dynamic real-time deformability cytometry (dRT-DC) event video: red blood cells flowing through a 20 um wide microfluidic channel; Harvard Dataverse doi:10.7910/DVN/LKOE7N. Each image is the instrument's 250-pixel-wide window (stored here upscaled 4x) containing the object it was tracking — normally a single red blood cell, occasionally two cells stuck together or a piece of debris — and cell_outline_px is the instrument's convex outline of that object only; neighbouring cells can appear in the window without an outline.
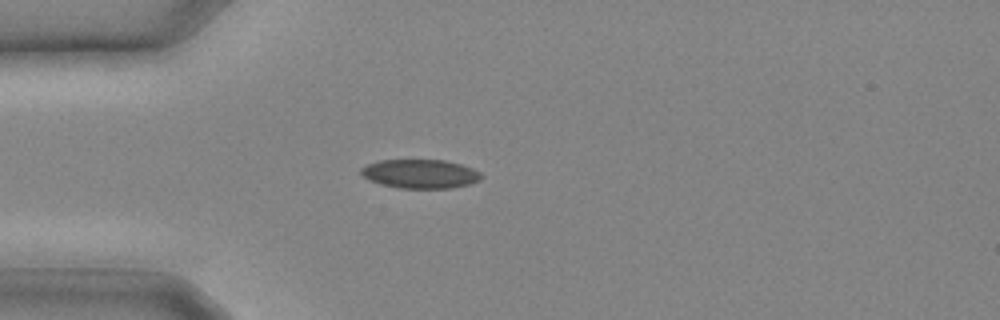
{"species": "common noctule bat (a hibernating species)", "species_latin": "Nyctalus noctula", "temperature_condition": "cold", "stored_images_in_passage": 18, "camera_frame_rate_fps": 3000, "um_per_image_px": 0.085, "animal": {"sex": "male", "body_mass_g": 20.4}, "frame": {"image": 1, "passage_image": 7, "time_ms": 2.0, "image_size_px": [1000, 320], "cell_outline_px": [[484, 176], [480, 180], [468, 184], [452, 188], [400, 188], [380, 184], [364, 176], [360, 172], [360, 168], [368, 164], [380, 160], [444, 160], [460, 164], [472, 168], [480, 172]], "centroid_in_image_um": [35.74, 14.77], "position_along_channel_um": 49.3, "area_um2": 20.17}}
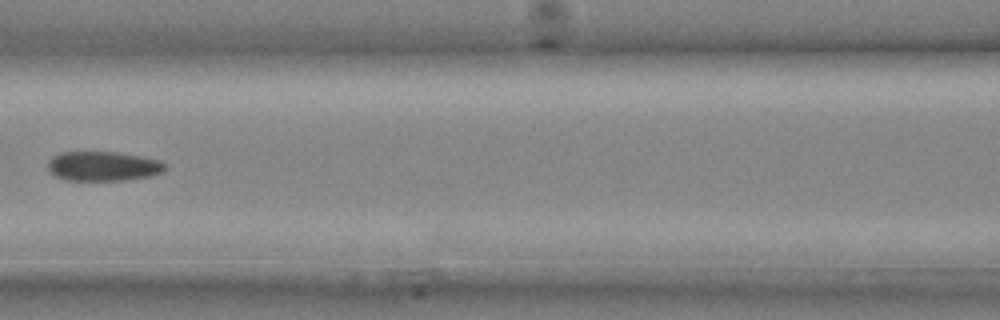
{"frame": {"image": 2, "passage_image": 12, "time_ms": 3.667, "image_size_px": [1000, 320], "cell_outline_px": [[168, 168], [164, 172], [148, 176], [120, 180], [64, 180], [48, 172], [48, 160], [52, 156], [60, 152], [116, 152], [140, 156], [160, 160], [168, 164]], "centroid_in_image_um": [8.76, 14.12], "position_along_channel_um": 157.8, "area_um2": 20.35}}
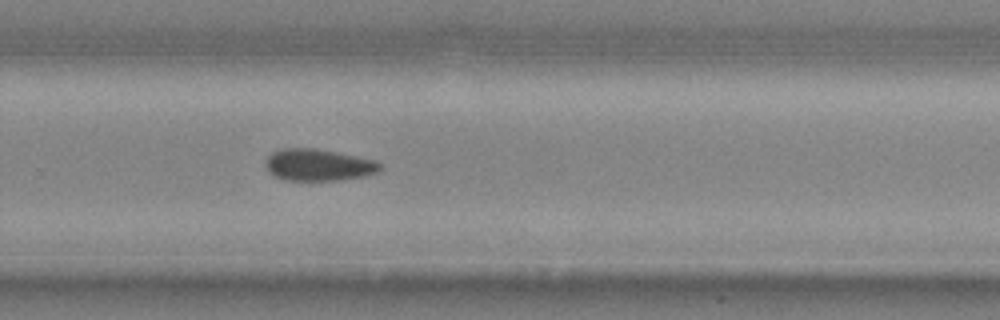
{"frame": {"image": 3, "passage_image": 18, "time_ms": 5.667, "image_size_px": [1000, 320], "cell_outline_px": [[380, 168], [376, 172], [364, 176], [336, 180], [284, 180], [276, 176], [264, 164], [264, 160], [272, 152], [280, 148], [316, 148], [376, 160], [380, 164]], "centroid_in_image_um": [27.03, 14.0], "position_along_channel_um": 302.8, "area_um2": 21.04}}